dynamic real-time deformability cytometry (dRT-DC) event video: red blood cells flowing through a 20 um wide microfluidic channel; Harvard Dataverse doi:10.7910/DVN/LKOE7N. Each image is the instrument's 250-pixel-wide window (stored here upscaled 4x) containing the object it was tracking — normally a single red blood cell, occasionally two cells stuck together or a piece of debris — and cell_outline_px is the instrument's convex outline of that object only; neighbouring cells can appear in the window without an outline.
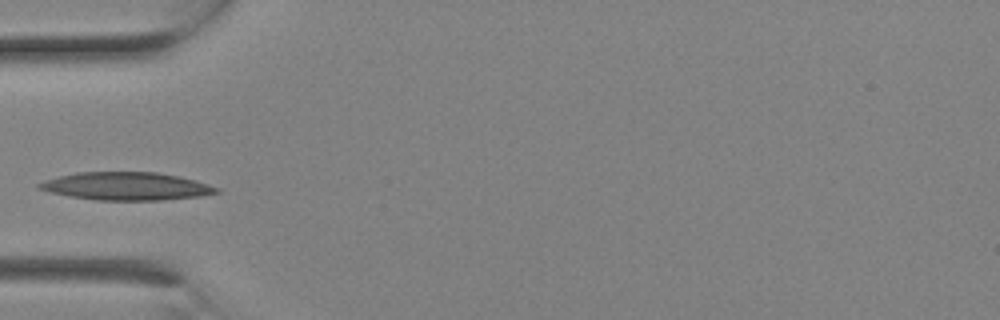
{"species": "Egyptian fruit bat (a non-hibernating species)", "species_latin": "Rousettus aegyptiacus", "temperature_condition": "room temperature", "stored_images_in_passage": 1, "camera_frame_rate_fps": 3000, "um_per_image_px": 0.085, "animal": {"sex": "female"}, "frame": {"image": 1, "passage_image": 1, "time_ms": 0.0, "image_size_px": [1000, 320], "cell_outline_px": [[220, 192], [200, 196], [160, 200], [96, 200], [68, 196], [36, 188], [36, 184], [44, 180], [76, 172], [156, 172], [180, 176], [196, 180], [220, 188]], "centroid_in_image_um": [10.74, 15.82], "position_along_channel_um": 74.3, "area_um2": 28.9}}